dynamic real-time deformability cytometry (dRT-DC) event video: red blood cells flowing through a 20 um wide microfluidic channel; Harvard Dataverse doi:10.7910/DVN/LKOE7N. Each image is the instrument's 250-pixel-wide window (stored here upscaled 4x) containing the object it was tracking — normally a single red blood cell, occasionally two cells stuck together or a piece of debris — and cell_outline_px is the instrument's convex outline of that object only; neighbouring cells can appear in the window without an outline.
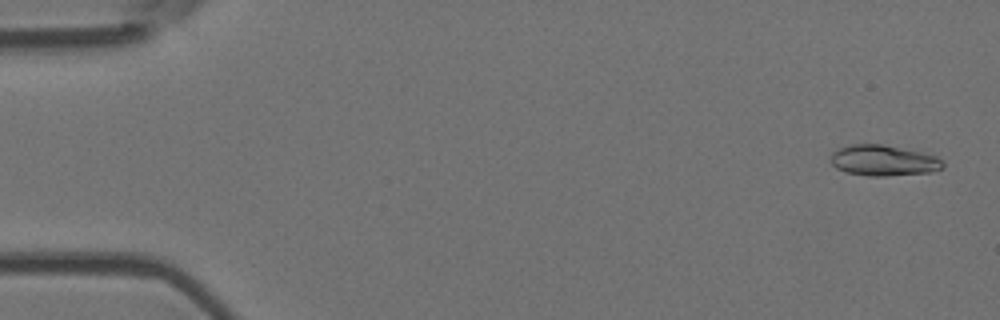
{"species": "Egyptian fruit bat (a non-hibernating species)", "species_latin": "Rousettus aegyptiacus", "temperature_condition": "room temperature", "stored_images_in_passage": 54, "camera_frame_rate_fps": 3000, "um_per_image_px": 0.085, "animal": {"sex": "female"}, "frame": {"image": 1, "passage_image": 2, "time_ms": 0.333, "image_size_px": [1000, 320], "cell_outline_px": [[944, 168], [928, 172], [884, 176], [868, 176], [844, 172], [836, 168], [832, 164], [832, 152], [840, 148], [852, 144], [880, 144], [920, 152], [936, 156], [944, 164]], "centroid_in_image_um": [75.07, 13.65], "position_along_channel_um": 9.9, "area_um2": 19.83}}
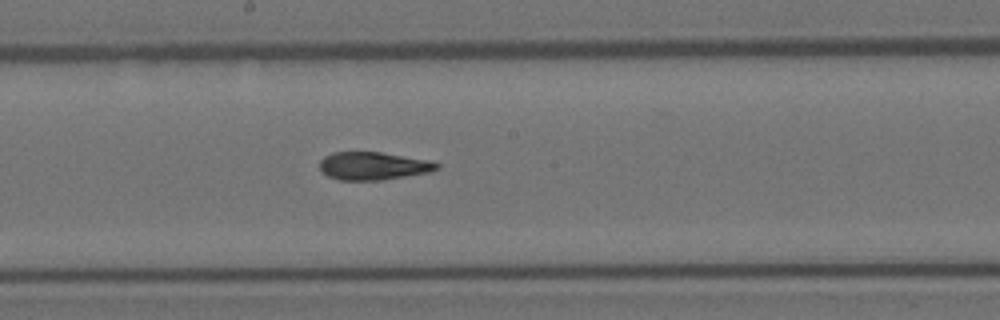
{"frame": {"image": 2, "passage_image": 29, "time_ms": 9.333, "image_size_px": [1000, 320], "cell_outline_px": [[440, 168], [428, 172], [380, 180], [340, 180], [328, 176], [320, 172], [320, 160], [324, 156], [332, 152], [380, 152], [432, 160], [440, 164]], "centroid_in_image_um": [31.71, 14.09], "position_along_channel_um": 216.5, "area_um2": 19.13}}
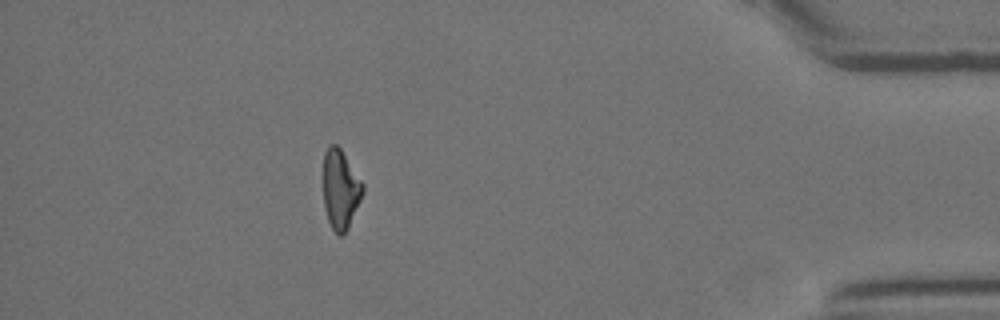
{"frame": {"image": 3, "passage_image": 48, "time_ms": 15.667, "image_size_px": [1000, 320], "cell_outline_px": [[364, 192], [348, 228], [340, 236], [332, 228], [328, 220], [324, 204], [324, 152], [328, 144], [336, 144], [340, 148], [364, 184]], "centroid_in_image_um": [28.95, 16.06], "position_along_channel_um": 406.3, "area_um2": 18.09}, "authors_computed_cell_mechanics": {"area_um2": 19.3052, "velocity_mm_per_s": 3.7729, "shape_relaxation_time_tau1_ms": 7.1089, "shape_relaxation_time_tau2_ms": 2.5721, "deformation_change_tau1": 0.2153, "deformation_change_tau2": 0.1137}}